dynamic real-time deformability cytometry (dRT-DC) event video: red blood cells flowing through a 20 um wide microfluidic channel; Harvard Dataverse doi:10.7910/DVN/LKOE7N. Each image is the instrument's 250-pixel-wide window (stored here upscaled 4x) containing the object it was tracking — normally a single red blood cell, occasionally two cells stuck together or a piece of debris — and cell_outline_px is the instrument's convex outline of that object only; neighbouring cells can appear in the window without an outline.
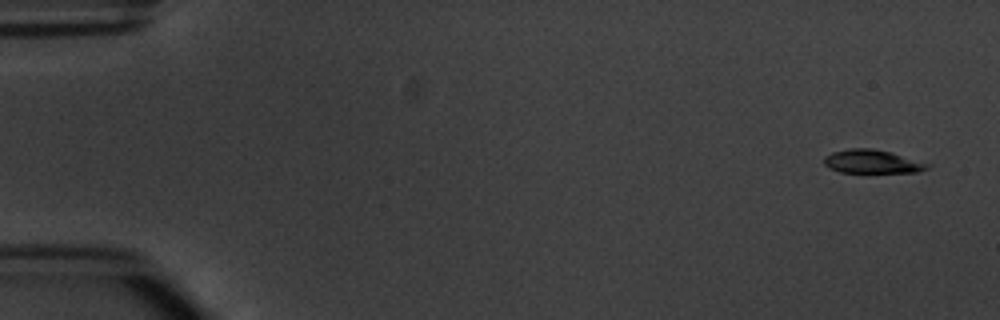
{"species": "common noctule bat (a hibernating species)", "species_latin": "Nyctalus noctula", "temperature_condition": "warm", "stored_images_in_passage": 4, "camera_frame_rate_fps": 3000, "um_per_image_px": 0.085, "animal": {"sex": "male", "body_mass_g": 20.1, "forearm_length_mm": 53.5}, "frame": {"image": 1, "passage_image": 1, "time_ms": 0.0, "image_size_px": [1000, 320], "cell_outline_px": [[932, 164], [928, 168], [920, 172], [840, 172], [824, 164], [824, 156], [832, 152], [852, 148], [872, 148], [888, 152]], "centroid_in_image_um": [74.14, 13.73], "position_along_channel_um": 10.9, "area_um2": 13.93}}
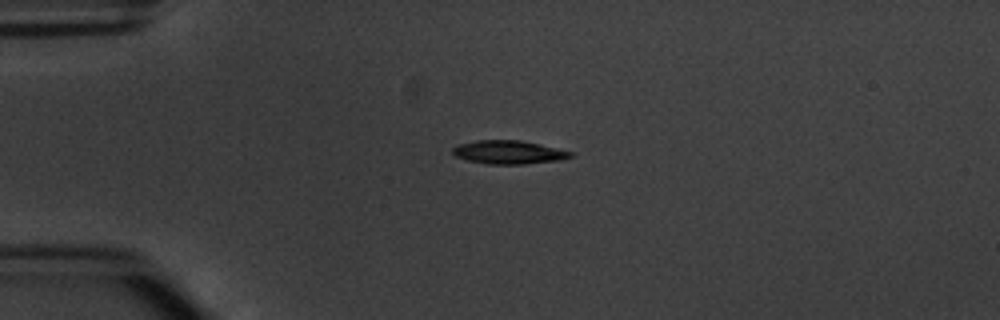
{"frame": {"image": 2, "passage_image": 4, "time_ms": 3.667, "image_size_px": [1000, 320], "cell_outline_px": [[572, 156], [560, 160], [524, 164], [488, 164], [468, 160], [456, 156], [452, 152], [452, 148], [460, 144], [476, 140], [520, 140], [540, 144], [572, 152]], "centroid_in_image_um": [43.23, 12.94], "position_along_channel_um": 41.8, "area_um2": 15.95}}